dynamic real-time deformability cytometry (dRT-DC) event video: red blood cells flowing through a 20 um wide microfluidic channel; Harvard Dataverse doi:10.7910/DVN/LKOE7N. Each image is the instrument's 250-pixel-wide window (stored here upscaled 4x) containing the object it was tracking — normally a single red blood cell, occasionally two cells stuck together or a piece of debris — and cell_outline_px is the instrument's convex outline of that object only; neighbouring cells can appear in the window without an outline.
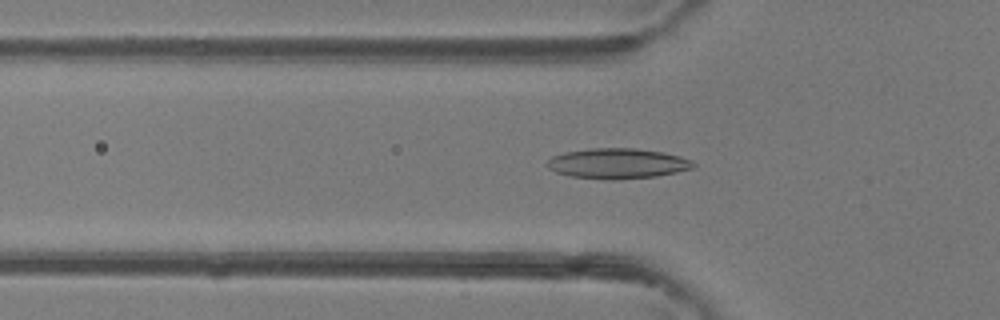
{"species": "common noctule bat (a hibernating species)", "species_latin": "Nyctalus noctula", "temperature_condition": "room temperature", "stored_images_in_passage": 19, "camera_frame_rate_fps": 3000, "um_per_image_px": 0.085, "animal": {"sex": "female"}, "frame": {"image": 1, "passage_image": 2, "time_ms": 0.333, "image_size_px": [1000, 320], "cell_outline_px": [[696, 164], [692, 168], [676, 172], [656, 176], [616, 180], [612, 180], [572, 176], [556, 172], [548, 168], [548, 160], [552, 156], [564, 152], [592, 148], [636, 148], [664, 152], [680, 156], [692, 160]], "centroid_in_image_um": [52.51, 13.89], "position_along_channel_um": 73.3, "area_um2": 25.78}}
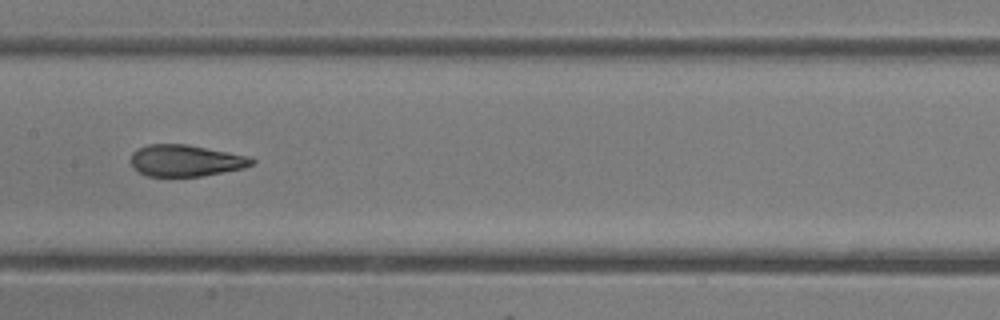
{"frame": {"image": 2, "passage_image": 10, "time_ms": 3.0, "image_size_px": [1000, 320], "cell_outline_px": [[256, 160], [252, 164], [244, 168], [200, 176], [148, 176], [132, 168], [132, 152], [148, 144], [188, 144], [252, 156]], "centroid_in_image_um": [15.83, 13.64], "position_along_channel_um": 191.6, "area_um2": 22.31}}
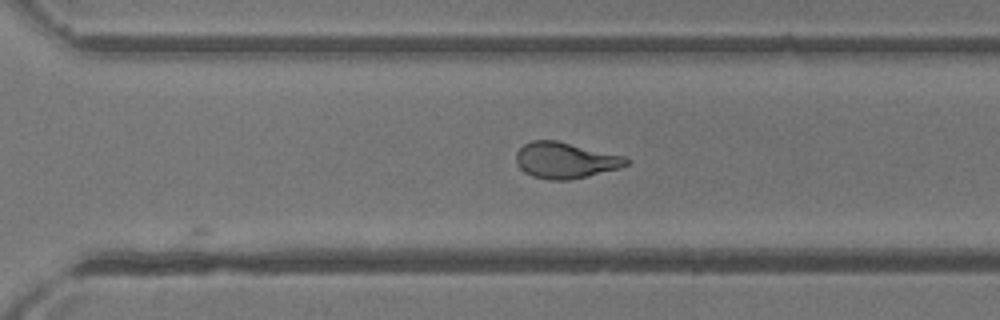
{"frame": {"image": 3, "passage_image": 19, "time_ms": 6.0, "image_size_px": [1000, 320], "cell_outline_px": [[628, 164], [620, 168], [588, 176], [568, 180], [548, 180], [532, 176], [524, 172], [520, 168], [516, 160], [516, 152], [524, 144], [532, 140], [556, 140], [624, 156], [628, 160]], "centroid_in_image_um": [48.03, 13.63], "position_along_channel_um": 322.6, "area_um2": 23.06}}